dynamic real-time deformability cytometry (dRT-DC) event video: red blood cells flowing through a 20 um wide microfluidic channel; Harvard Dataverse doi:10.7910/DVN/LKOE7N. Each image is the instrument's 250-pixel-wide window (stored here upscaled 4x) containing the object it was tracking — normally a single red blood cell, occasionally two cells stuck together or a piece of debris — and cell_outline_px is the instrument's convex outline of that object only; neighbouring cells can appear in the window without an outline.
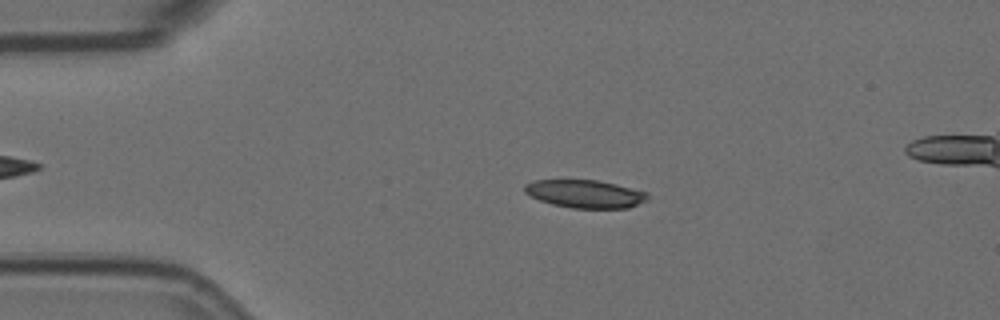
{"species": "Egyptian fruit bat (a non-hibernating species)", "species_latin": "Rousettus aegyptiacus", "temperature_condition": "room temperature", "stored_images_in_passage": 27, "camera_frame_rate_fps": 3000, "um_per_image_px": 0.085, "animal": {"sex": "female"}, "frame": {"image": 1, "passage_image": 12, "time_ms": 3.667, "image_size_px": [1000, 320], "cell_outline_px": [[648, 200], [628, 208], [572, 208], [552, 204], [540, 200], [524, 192], [524, 184], [532, 180], [600, 180], [648, 192]], "centroid_in_image_um": [49.74, 16.47], "position_along_channel_um": 35.3, "area_um2": 20.11}}
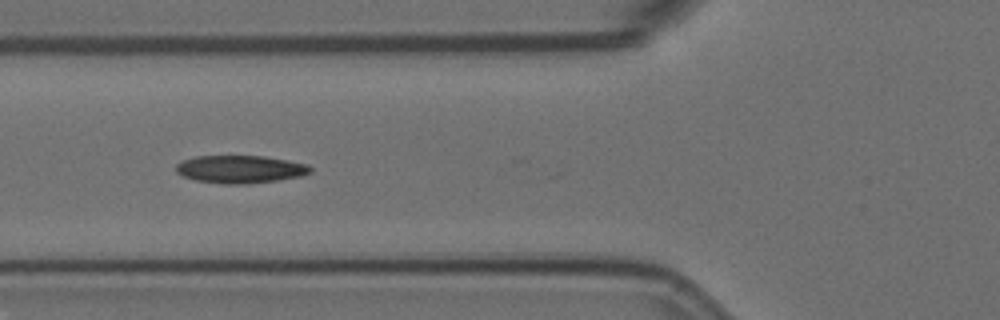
{"frame": {"image": 2, "passage_image": 21, "time_ms": 6.667, "image_size_px": [1000, 320], "cell_outline_px": [[312, 172], [300, 176], [276, 180], [248, 184], [224, 184], [196, 180], [184, 176], [176, 172], [176, 164], [184, 160], [196, 156], [264, 156], [288, 160], [308, 164], [312, 168]], "centroid_in_image_um": [20.44, 14.38], "position_along_channel_um": 105.4, "area_um2": 21.68}}
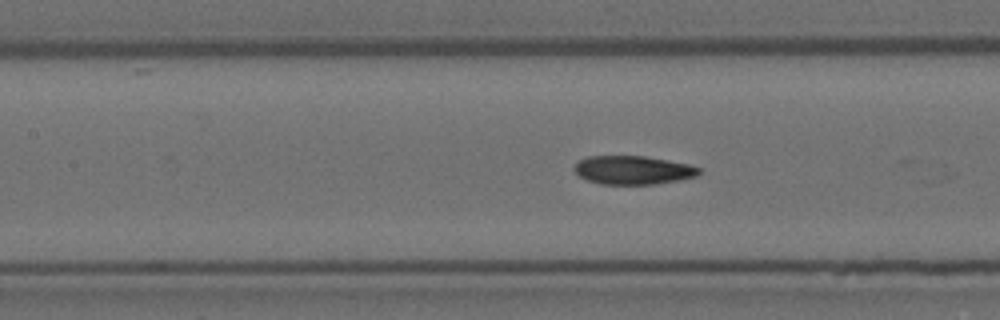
{"frame": {"image": 3, "passage_image": 25, "time_ms": 8.0, "image_size_px": [1000, 320], "cell_outline_px": [[700, 172], [696, 176], [680, 180], [656, 184], [600, 184], [588, 180], [580, 176], [572, 168], [580, 160], [588, 156], [644, 156], [688, 164], [700, 168]], "centroid_in_image_um": [53.8, 14.46], "position_along_channel_um": 153.6, "area_um2": 20.63}}